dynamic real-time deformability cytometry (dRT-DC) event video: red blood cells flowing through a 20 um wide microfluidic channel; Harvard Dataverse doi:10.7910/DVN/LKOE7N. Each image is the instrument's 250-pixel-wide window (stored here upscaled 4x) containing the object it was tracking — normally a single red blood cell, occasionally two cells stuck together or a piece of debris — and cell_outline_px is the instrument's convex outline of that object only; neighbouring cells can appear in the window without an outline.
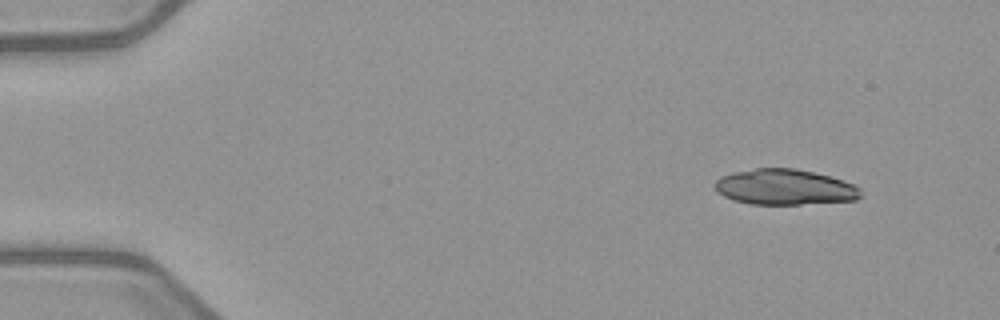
{"species": "common noctule bat (a hibernating species)", "species_latin": "Nyctalus noctula", "temperature_condition": "warm", "stored_images_in_passage": 5, "segment_of_instrument_passage": [1, 2], "camera_frame_rate_fps": 3000, "um_per_image_px": 0.085, "animal": {"sex": "female", "body_mass_g": 21.9}, "frame": {"image": 1, "passage_image": 1, "time_ms": 0.0, "image_size_px": [1000, 320], "cell_outline_px": [[864, 196], [856, 200], [800, 204], [752, 204], [732, 200], [716, 192], [716, 180], [720, 176], [732, 172], [756, 168], [792, 168], [812, 172], [828, 176], [852, 184], [860, 188]], "centroid_in_image_um": [66.68, 15.91], "position_along_channel_um": 18.3, "area_um2": 30.17}}
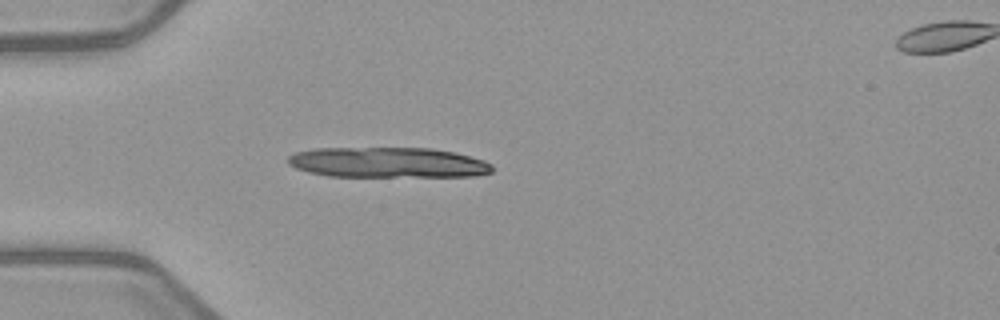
{"frame": {"image": 2, "passage_image": 4, "time_ms": 3.333, "image_size_px": [1000, 320], "cell_outline_px": [[492, 172], [476, 176], [328, 176], [308, 172], [296, 168], [288, 164], [288, 156], [296, 152], [312, 148], [432, 148], [456, 152], [484, 160], [492, 164]], "centroid_in_image_um": [32.97, 13.81], "position_along_channel_um": 52.0, "area_um2": 36.3}}